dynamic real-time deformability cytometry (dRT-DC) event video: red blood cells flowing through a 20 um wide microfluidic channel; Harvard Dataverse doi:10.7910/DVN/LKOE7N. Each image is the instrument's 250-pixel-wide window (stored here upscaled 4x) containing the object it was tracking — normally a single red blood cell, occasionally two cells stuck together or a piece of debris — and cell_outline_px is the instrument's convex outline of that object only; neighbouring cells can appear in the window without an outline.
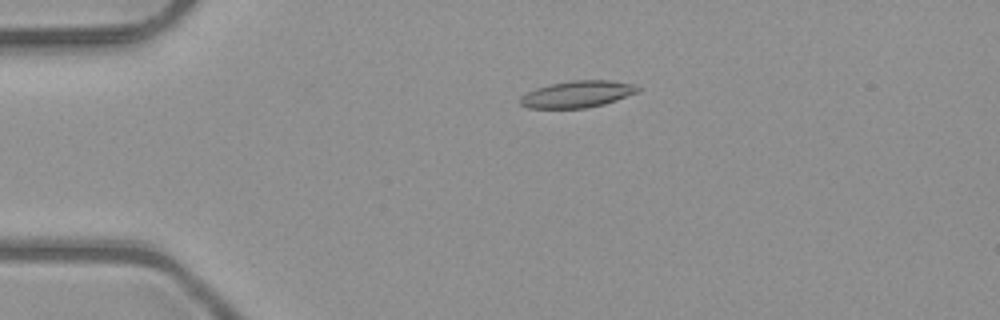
{"species": "common noctule bat (a hibernating species)", "species_latin": "Nyctalus noctula", "temperature_condition": "room temperature", "stored_images_in_passage": 52, "camera_frame_rate_fps": 3000, "um_per_image_px": 0.085, "animal": {"sex": "male", "body_mass_g": 23.1, "forearm_length_mm": 52.7}, "frame": {"image": 1, "passage_image": 12, "time_ms": 3.667, "image_size_px": [1000, 320], "cell_outline_px": [[640, 92], [604, 104], [588, 108], [528, 108], [520, 104], [520, 96], [536, 88], [548, 84], [572, 80], [612, 80], [632, 84], [640, 88]], "centroid_in_image_um": [49.08, 8.0], "position_along_channel_um": 35.9, "area_um2": 18.44}}
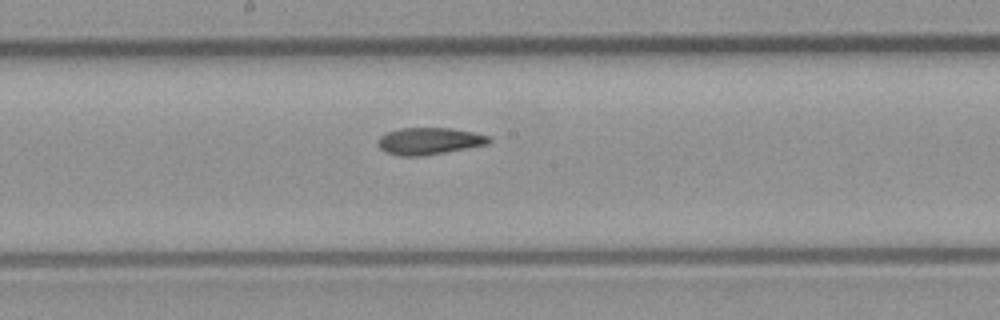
{"frame": {"image": 2, "passage_image": 28, "time_ms": 9.0, "image_size_px": [1000, 320], "cell_outline_px": [[492, 140], [488, 144], [424, 156], [404, 156], [388, 152], [380, 148], [376, 144], [380, 136], [388, 132], [400, 128], [452, 128], [492, 136]], "centroid_in_image_um": [36.51, 11.98], "position_along_channel_um": 211.7, "area_um2": 17.4}}
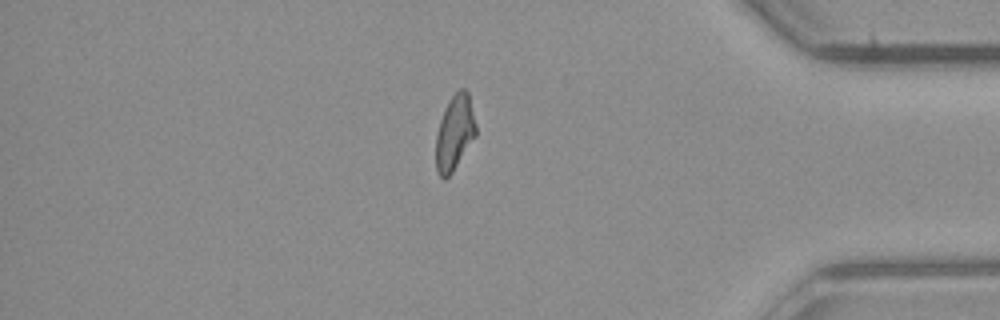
{"frame": {"image": 3, "passage_image": 44, "time_ms": 14.333, "image_size_px": [1000, 320], "cell_outline_px": [[476, 136], [452, 172], [444, 180], [436, 172], [436, 136], [440, 120], [444, 108], [452, 96], [460, 88], [464, 88], [468, 92], [476, 124]], "centroid_in_image_um": [38.64, 11.28], "position_along_channel_um": 396.6, "area_um2": 17.46}, "authors_computed_cell_mechanics": {"area_um2": 17.6868, "velocity_mm_per_s": 4.0564, "shape_relaxation_time_tau1_ms": 10.3416, "shape_relaxation_time_tau2_ms": 4.6434, "deformation_change_tau1": 0.2379, "deformation_change_tau2": 0.1215}}